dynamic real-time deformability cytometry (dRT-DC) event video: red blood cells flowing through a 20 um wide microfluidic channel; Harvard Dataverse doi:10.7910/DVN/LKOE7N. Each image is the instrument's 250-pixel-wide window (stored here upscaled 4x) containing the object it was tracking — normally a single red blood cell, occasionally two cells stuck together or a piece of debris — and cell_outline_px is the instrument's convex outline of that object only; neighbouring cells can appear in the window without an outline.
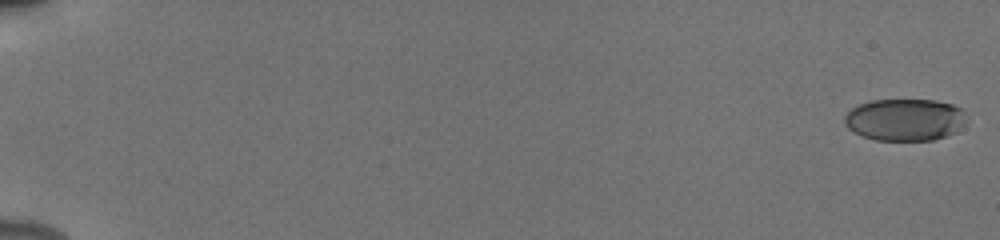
{"species": "human", "species_latin": "Homo sapiens", "temperature_condition": "cold", "stored_images_in_passage": 55, "camera_frame_rate_fps": 3000, "um_per_image_px": 0.085, "donor": {"sex": "male"}, "frame": {"image": 1, "passage_image": 1, "time_ms": 0.0, "image_size_px": [1000, 240], "cell_outline_px": [[968, 120], [956, 132], [948, 136], [932, 140], [876, 140], [864, 136], [848, 128], [844, 124], [844, 116], [852, 108], [860, 104], [872, 100], [936, 100], [952, 104], [960, 108]], "centroid_in_image_um": [76.94, 10.17], "position_along_channel_um": 8.1, "area_um2": 29.94}}
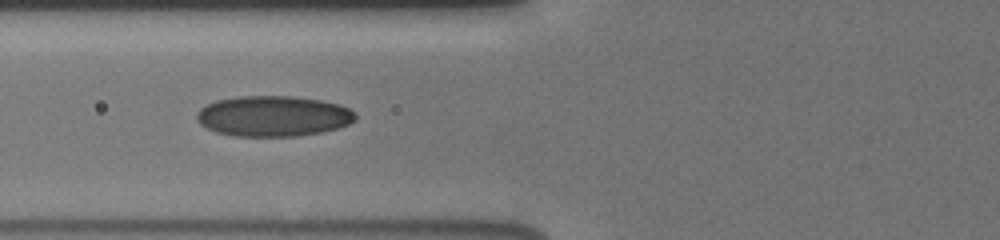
{"frame": {"image": 2, "passage_image": 24, "time_ms": 7.667, "image_size_px": [1000, 240], "cell_outline_px": [[356, 120], [340, 128], [320, 132], [296, 136], [232, 136], [216, 132], [200, 124], [196, 120], [196, 112], [200, 108], [216, 100], [236, 96], [288, 96], [320, 100], [340, 104], [356, 112]], "centroid_in_image_um": [23.22, 9.87], "position_along_channel_um": 102.6, "area_um2": 37.74}}
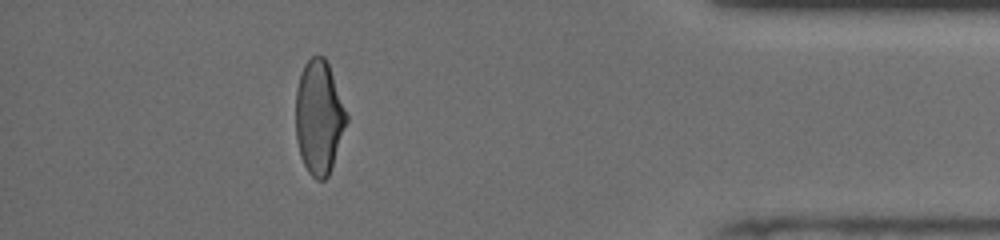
{"frame": {"image": 3, "passage_image": 50, "time_ms": 16.333, "image_size_px": [1000, 240], "cell_outline_px": [[348, 120], [328, 176], [324, 180], [316, 180], [308, 172], [300, 156], [296, 140], [296, 92], [300, 72], [304, 64], [312, 56], [324, 56], [328, 64], [348, 116]], "centroid_in_image_um": [27.09, 9.98], "position_along_channel_um": 408.1, "area_um2": 33.47}, "authors_computed_cell_mechanics": {"area_um2": 34.3332, "velocity_mm_per_s": 3.9197, "shape_relaxation_time_tau1_ms": 6.1447, "shape_relaxation_time_tau2_ms": 1.6302, "deformation_change_tau1": 0.1662, "deformation_change_tau2": 0.0607}}